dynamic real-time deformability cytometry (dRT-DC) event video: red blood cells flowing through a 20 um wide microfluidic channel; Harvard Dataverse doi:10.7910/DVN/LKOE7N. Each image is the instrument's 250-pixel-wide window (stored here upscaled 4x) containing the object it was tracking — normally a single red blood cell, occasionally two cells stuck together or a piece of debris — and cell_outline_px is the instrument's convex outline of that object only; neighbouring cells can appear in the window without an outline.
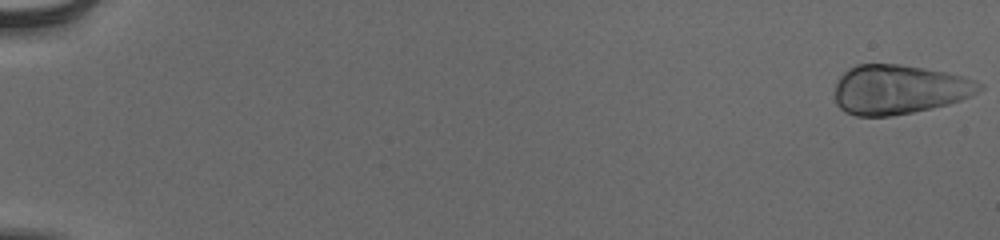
{"species": "human", "species_latin": "Homo sapiens", "temperature_condition": "cold", "stored_images_in_passage": 55, "camera_frame_rate_fps": 3000, "um_per_image_px": 0.085, "donor": {"sex": "male"}, "frame": {"image": 1, "passage_image": 1, "time_ms": 0.0, "image_size_px": [1000, 240], "cell_outline_px": [[984, 88], [972, 96], [948, 104], [932, 108], [892, 116], [856, 116], [844, 112], [836, 104], [836, 80], [848, 68], [856, 64], [900, 64], [948, 72], [964, 76], [984, 84]], "centroid_in_image_um": [76.43, 7.6], "position_along_channel_um": 8.6, "area_um2": 41.96}}
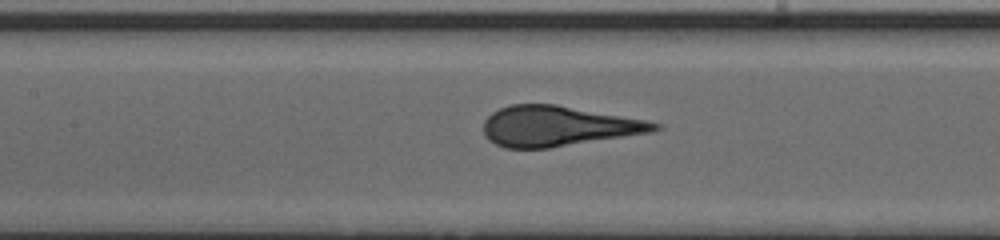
{"frame": {"image": 2, "passage_image": 28, "time_ms": 9.0, "image_size_px": [1000, 240], "cell_outline_px": [[664, 128], [652, 132], [548, 148], [504, 148], [488, 140], [484, 136], [484, 120], [492, 112], [500, 108], [512, 104], [556, 104], [648, 120], [660, 124]], "centroid_in_image_um": [47.43, 10.72], "position_along_channel_um": 160.0, "area_um2": 40.17}}
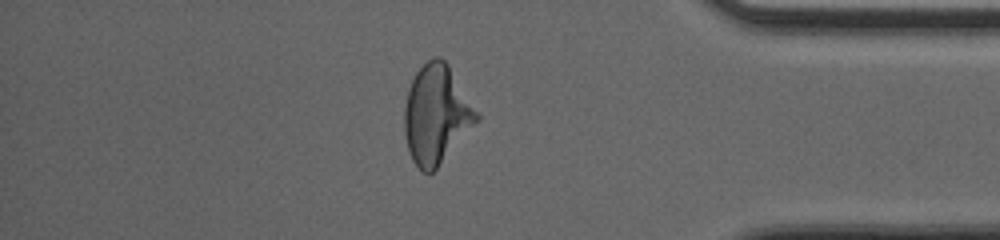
{"frame": {"image": 3, "passage_image": 48, "time_ms": 15.667, "image_size_px": [1000, 240], "cell_outline_px": [[480, 120], [436, 168], [432, 172], [424, 172], [412, 160], [408, 148], [404, 132], [404, 108], [408, 88], [416, 72], [428, 60], [436, 56], [440, 56], [448, 64], [480, 116]], "centroid_in_image_um": [37.09, 9.72], "position_along_channel_um": 398.1, "area_um2": 41.1}}